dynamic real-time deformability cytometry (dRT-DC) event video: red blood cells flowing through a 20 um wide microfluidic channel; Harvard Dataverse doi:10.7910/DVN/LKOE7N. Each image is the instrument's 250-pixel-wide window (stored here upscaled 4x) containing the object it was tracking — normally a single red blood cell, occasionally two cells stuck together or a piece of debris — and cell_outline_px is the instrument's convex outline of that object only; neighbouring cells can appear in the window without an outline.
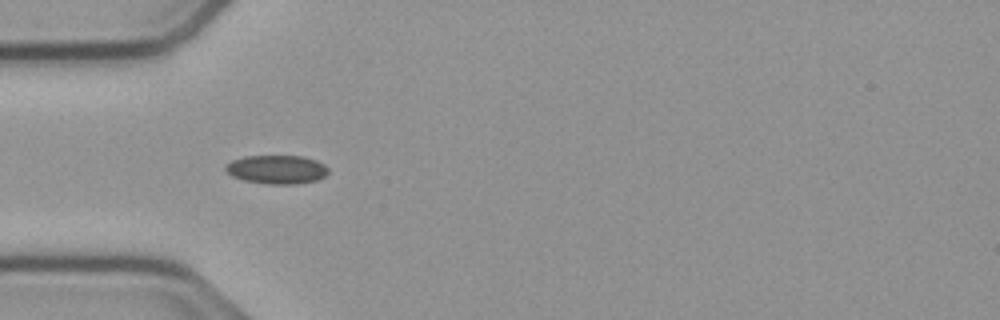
{"species": "common noctule bat (a hibernating species)", "species_latin": "Nyctalus noctula", "temperature_condition": "cold", "stored_images_in_passage": 9, "camera_frame_rate_fps": 3000, "um_per_image_px": 0.085, "animal": {"sex": "male", "body_mass_g": 23.1, "forearm_length_mm": 52.7}, "frame": {"image": 1, "passage_image": 6, "time_ms": 1.667, "image_size_px": [1000, 320], "cell_outline_px": [[328, 172], [324, 176], [316, 180], [292, 184], [268, 184], [244, 180], [232, 176], [224, 168], [224, 164], [232, 160], [244, 156], [304, 156], [316, 160], [324, 164], [328, 168]], "centroid_in_image_um": [23.5, 14.39], "position_along_channel_um": 61.5, "area_um2": 17.17}}
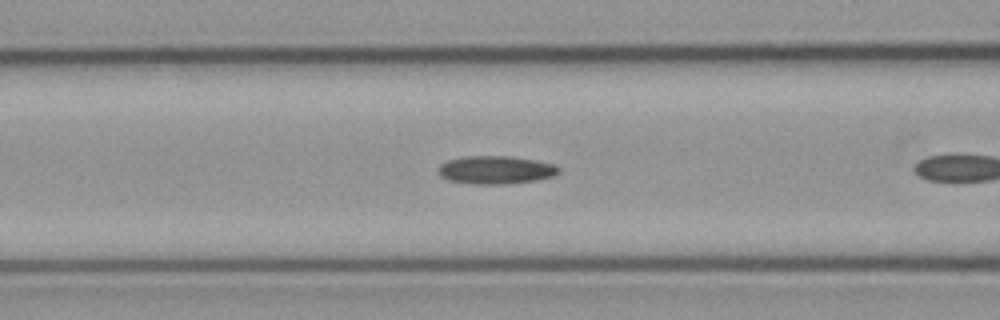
{"frame": {"image": 2, "passage_image": 8, "time_ms": 2.333, "image_size_px": [1000, 320], "cell_outline_px": [[560, 172], [556, 176], [536, 180], [504, 184], [472, 184], [448, 180], [440, 176], [440, 164], [448, 160], [464, 156], [508, 156], [556, 164], [560, 168]], "centroid_in_image_um": [42.17, 14.45], "position_along_channel_um": 124.4, "area_um2": 19.71}}